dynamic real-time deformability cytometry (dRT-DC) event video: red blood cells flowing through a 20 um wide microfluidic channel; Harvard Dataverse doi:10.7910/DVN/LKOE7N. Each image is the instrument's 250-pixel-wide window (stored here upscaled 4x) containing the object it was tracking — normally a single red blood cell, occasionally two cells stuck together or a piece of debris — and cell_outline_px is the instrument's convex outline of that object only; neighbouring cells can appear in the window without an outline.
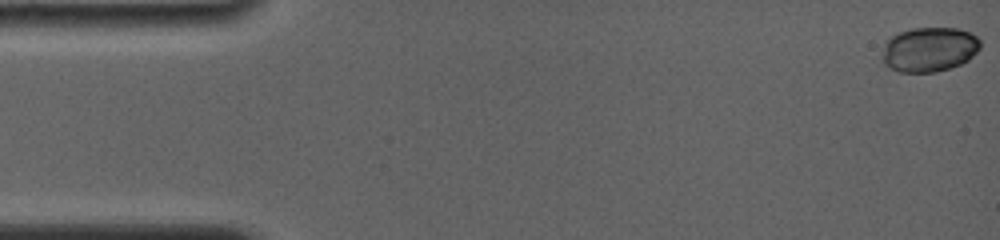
{"species": "common noctule bat (a hibernating species)", "species_latin": "Nyctalus noctula", "temperature_condition": "room temperature", "stored_images_in_passage": 5, "camera_frame_rate_fps": 4000, "um_per_image_px": 0.085, "animal": {"sex": "female", "body_mass_g": 19.0, "forearm_length_mm": 56.7}, "frame": {"image": 1, "passage_image": 1, "time_ms": 0.0, "image_size_px": [1000, 240], "cell_outline_px": [[980, 48], [968, 60], [960, 64], [936, 72], [900, 72], [888, 68], [884, 64], [880, 56], [884, 40], [900, 32], [912, 28], [956, 28], [968, 32], [976, 36], [980, 40]], "centroid_in_image_um": [78.92, 4.2], "position_along_channel_um": 6.1, "area_um2": 25.78}}
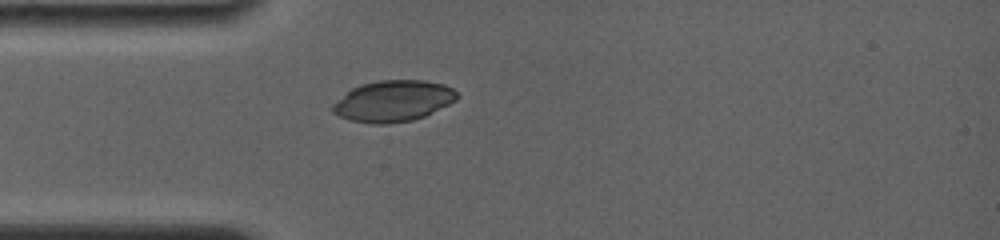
{"frame": {"image": 2, "passage_image": 5, "time_ms": 4.5, "image_size_px": [1000, 240], "cell_outline_px": [[460, 96], [456, 100], [424, 116], [412, 120], [388, 124], [372, 124], [348, 120], [332, 112], [332, 104], [352, 88], [360, 84], [380, 80], [424, 80], [444, 84], [452, 88]], "centroid_in_image_um": [33.41, 8.59], "position_along_channel_um": 51.6, "area_um2": 29.82}}